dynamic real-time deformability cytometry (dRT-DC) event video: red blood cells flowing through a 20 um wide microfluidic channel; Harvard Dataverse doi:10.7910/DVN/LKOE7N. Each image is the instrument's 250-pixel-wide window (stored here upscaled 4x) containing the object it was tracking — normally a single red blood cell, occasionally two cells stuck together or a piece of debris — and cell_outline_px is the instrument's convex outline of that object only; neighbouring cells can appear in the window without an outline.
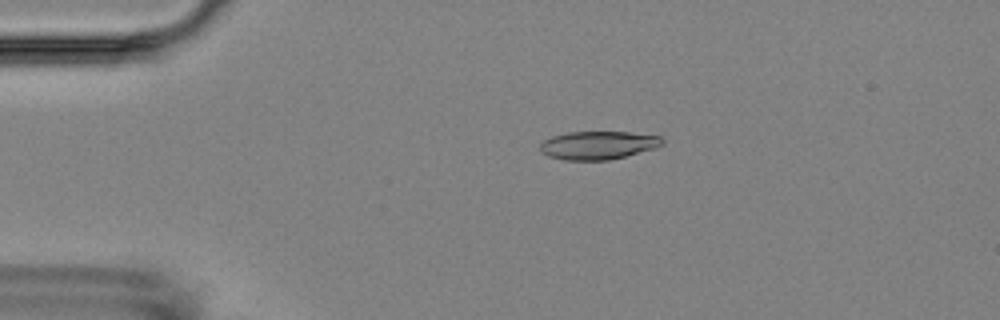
{"species": "Egyptian fruit bat (a non-hibernating species)", "species_latin": "Rousettus aegyptiacus", "temperature_condition": "room temperature", "stored_images_in_passage": 3, "camera_frame_rate_fps": 3000, "um_per_image_px": 0.085, "animal": {"sex": "female"}, "frame": {"image": 1, "passage_image": 1, "time_ms": 0.0, "image_size_px": [1000, 320], "cell_outline_px": [[664, 144], [656, 148], [608, 160], [564, 160], [548, 156], [540, 152], [540, 144], [544, 140], [552, 136], [568, 132], [628, 132], [660, 136], [664, 140]], "centroid_in_image_um": [50.83, 12.34], "position_along_channel_um": 34.2, "area_um2": 20.11}}
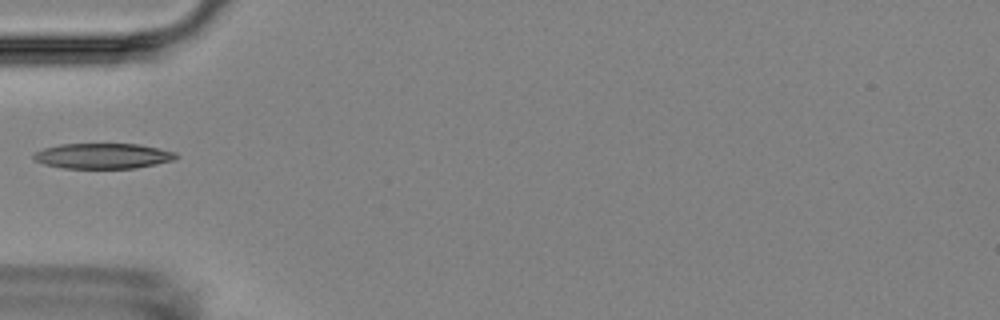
{"frame": {"image": 2, "passage_image": 3, "time_ms": 2.333, "image_size_px": [1000, 320], "cell_outline_px": [[180, 156], [176, 160], [136, 168], [64, 168], [44, 164], [36, 160], [32, 156], [36, 152], [44, 148], [60, 144], [140, 144], [176, 152]], "centroid_in_image_um": [8.81, 13.25], "position_along_channel_um": 76.2, "area_um2": 21.1}}